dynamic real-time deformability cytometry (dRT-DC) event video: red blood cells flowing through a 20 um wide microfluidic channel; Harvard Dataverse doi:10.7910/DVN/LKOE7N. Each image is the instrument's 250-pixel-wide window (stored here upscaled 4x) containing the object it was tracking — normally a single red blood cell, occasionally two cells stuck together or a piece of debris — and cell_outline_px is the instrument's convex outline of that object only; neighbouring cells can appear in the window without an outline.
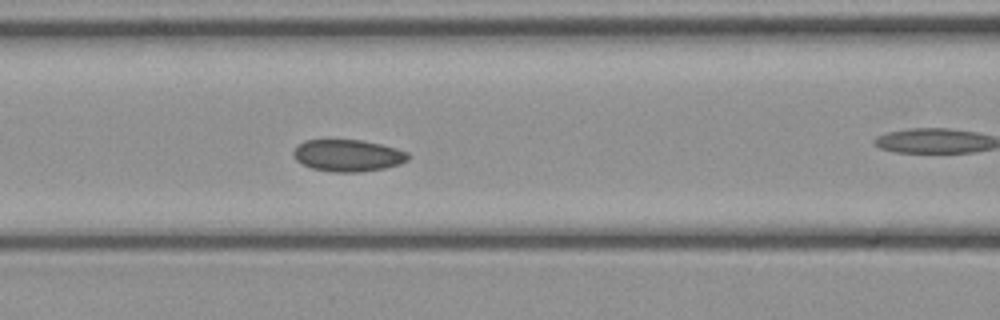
{"species": "common noctule bat (a hibernating species)", "species_latin": "Nyctalus noctula", "temperature_condition": "cold", "stored_images_in_passage": 16, "camera_frame_rate_fps": 3000, "um_per_image_px": 0.085, "animal": {"sex": "female", "body_mass_g": 21.9}, "frame": {"image": 1, "passage_image": 12, "time_ms": 3.667, "image_size_px": [1000, 320], "cell_outline_px": [[412, 156], [408, 160], [400, 164], [384, 168], [360, 172], [332, 172], [312, 168], [296, 160], [292, 156], [292, 152], [296, 144], [304, 140], [360, 140], [380, 144], [396, 148], [408, 152]], "centroid_in_image_um": [29.56, 13.21], "position_along_channel_um": 137.0, "area_um2": 21.5}}